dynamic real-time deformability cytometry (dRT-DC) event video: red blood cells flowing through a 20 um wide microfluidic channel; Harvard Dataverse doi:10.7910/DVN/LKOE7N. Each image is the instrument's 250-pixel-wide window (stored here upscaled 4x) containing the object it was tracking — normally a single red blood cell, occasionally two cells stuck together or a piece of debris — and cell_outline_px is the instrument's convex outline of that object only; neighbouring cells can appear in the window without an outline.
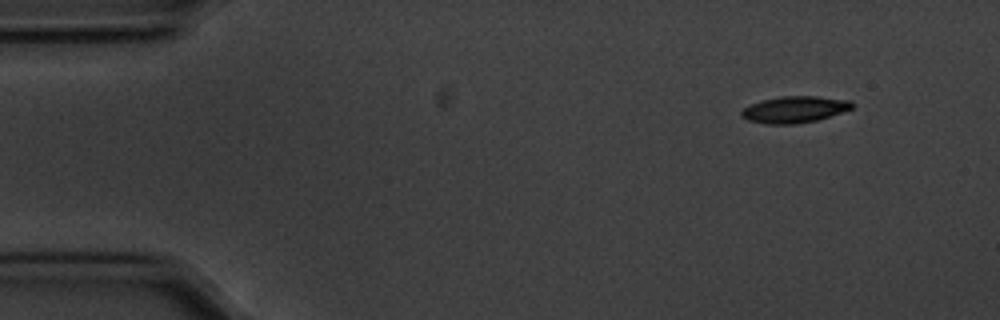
{"species": "common noctule bat (a hibernating species)", "species_latin": "Nyctalus noctula", "temperature_condition": "cold", "stored_images_in_passage": 51, "camera_frame_rate_fps": 3000, "um_per_image_px": 0.085, "animal": {"sex": "male", "body_mass_g": 20.1, "forearm_length_mm": 53.5}, "frame": {"image": 1, "passage_image": 1, "time_ms": 0.0, "image_size_px": [1000, 320], "cell_outline_px": [[852, 108], [816, 120], [796, 124], [764, 124], [748, 120], [740, 116], [740, 112], [744, 108], [752, 104], [764, 100], [780, 96], [816, 96], [852, 100]], "centroid_in_image_um": [67.51, 9.3], "position_along_channel_um": 17.5, "area_um2": 16.94}}
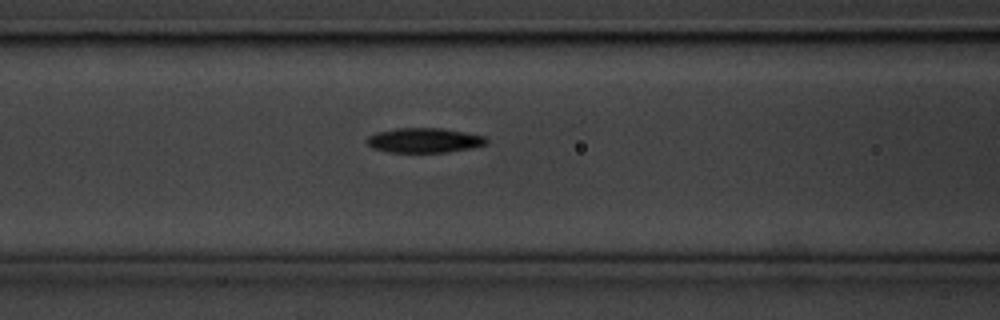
{"frame": {"image": 2, "passage_image": 18, "time_ms": 5.667, "image_size_px": [1000, 320], "cell_outline_px": [[488, 144], [472, 148], [448, 152], [388, 152], [372, 148], [364, 140], [368, 136], [376, 132], [396, 128], [440, 128], [464, 132], [484, 136], [488, 140]], "centroid_in_image_um": [36.04, 11.93], "position_along_channel_um": 130.6, "area_um2": 17.34}}
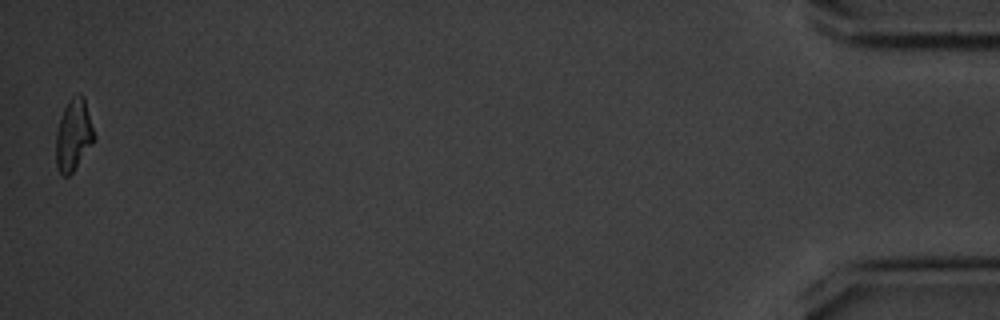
{"frame": {"image": 3, "passage_image": 51, "time_ms": 16.667, "image_size_px": [1000, 320], "cell_outline_px": [[96, 136], [92, 144], [72, 172], [68, 176], [64, 176], [60, 172], [56, 164], [56, 132], [64, 108], [68, 100], [76, 92], [80, 92], [84, 96]], "centroid_in_image_um": [6.26, 11.42], "position_along_channel_um": 428.9, "area_um2": 15.95}, "authors_computed_cell_mechanics": {"area_um2": 17.1666, "velocity_mm_per_s": 3.5586, "shape_relaxation_time_tau1_ms": 2.9669, "shape_relaxation_time_tau2_ms": null, "deformation_change_tau1": 0.1124, "deformation_change_tau2": null}}